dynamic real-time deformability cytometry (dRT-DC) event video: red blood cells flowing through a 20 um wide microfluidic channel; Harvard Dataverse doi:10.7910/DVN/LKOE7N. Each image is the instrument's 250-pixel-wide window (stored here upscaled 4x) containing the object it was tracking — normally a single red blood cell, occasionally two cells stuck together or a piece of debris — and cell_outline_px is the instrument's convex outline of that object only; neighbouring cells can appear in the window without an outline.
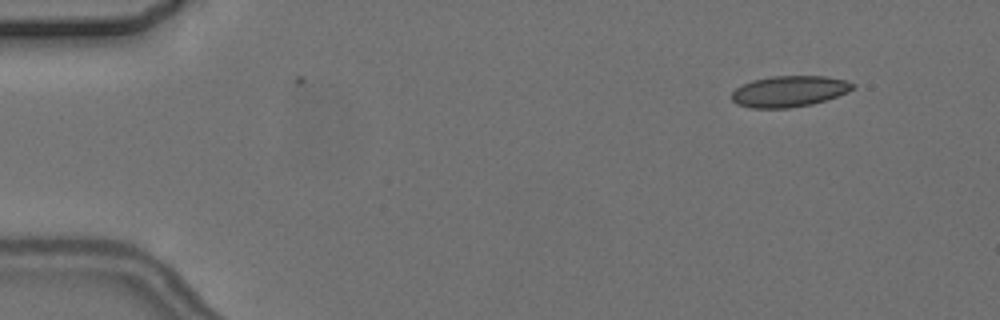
{"species": "common noctule bat (a hibernating species)", "species_latin": "Nyctalus noctula", "temperature_condition": "cold", "stored_images_in_passage": 4, "camera_frame_rate_fps": 3000, "um_per_image_px": 0.085, "animal": {"sex": "female", "body_mass_g": 24.6, "forearm_length_mm": 56.2}, "frame": {"image": 1, "passage_image": 1, "time_ms": 0.0, "image_size_px": [1000, 320], "cell_outline_px": [[856, 88], [848, 92], [812, 104], [788, 108], [748, 108], [736, 104], [732, 100], [732, 92], [736, 88], [752, 80], [772, 76], [828, 76], [844, 80], [856, 84]], "centroid_in_image_um": [67.08, 7.76], "position_along_channel_um": 17.9, "area_um2": 21.96}}
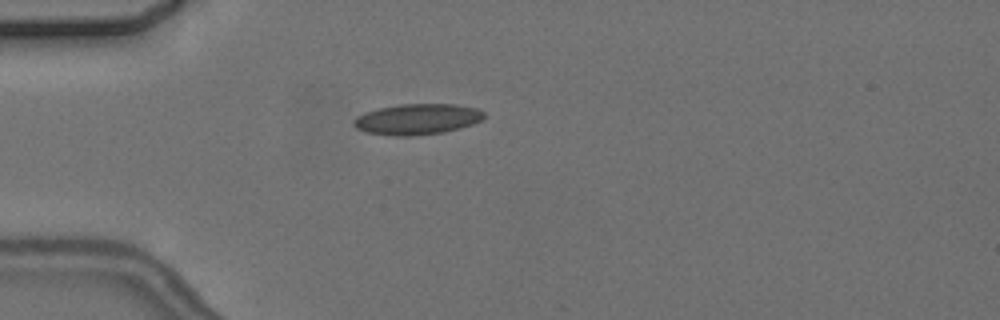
{"frame": {"image": 2, "passage_image": 4, "time_ms": 3.333, "image_size_px": [1000, 320], "cell_outline_px": [[484, 116], [480, 120], [472, 124], [460, 128], [444, 132], [412, 136], [392, 136], [364, 132], [356, 128], [352, 124], [352, 120], [356, 116], [364, 112], [380, 108], [400, 104], [456, 104], [476, 108], [484, 112]], "centroid_in_image_um": [35.41, 10.14], "position_along_channel_um": 49.6, "area_um2": 23.52}}